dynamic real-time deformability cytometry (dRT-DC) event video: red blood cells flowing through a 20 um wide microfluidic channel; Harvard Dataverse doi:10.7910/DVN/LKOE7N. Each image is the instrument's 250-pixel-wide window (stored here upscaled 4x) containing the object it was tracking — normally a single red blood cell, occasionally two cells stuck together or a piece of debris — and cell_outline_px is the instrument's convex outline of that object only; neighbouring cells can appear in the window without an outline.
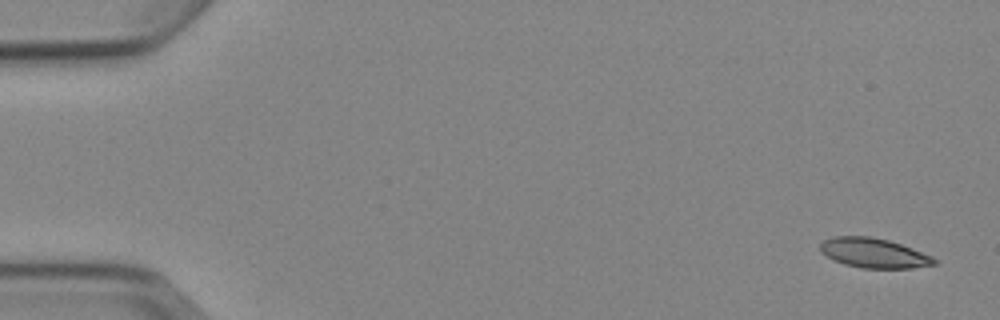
{"species": "Egyptian fruit bat (a non-hibernating species)", "species_latin": "Rousettus aegyptiacus", "temperature_condition": "cold", "stored_images_in_passage": 4, "camera_frame_rate_fps": 3000, "um_per_image_px": 0.085, "animal": {"sex": "female"}, "frame": {"image": 1, "passage_image": 1, "time_ms": 0.0, "image_size_px": [1000, 320], "cell_outline_px": [[940, 260], [936, 264], [912, 268], [860, 268], [844, 264], [832, 260], [820, 252], [820, 244], [824, 240], [832, 236], [868, 236], [888, 240], [912, 248], [932, 256]], "centroid_in_image_um": [74.26, 21.51], "position_along_channel_um": 10.7, "area_um2": 19.88}}
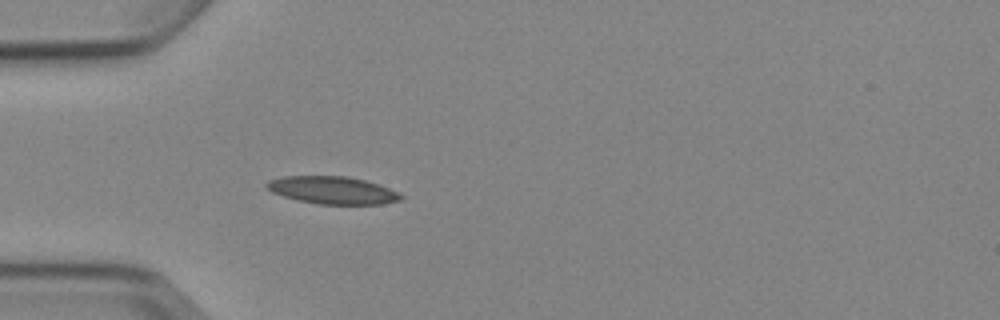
{"frame": {"image": 2, "passage_image": 4, "time_ms": 4.667, "image_size_px": [1000, 320], "cell_outline_px": [[404, 196], [400, 200], [380, 204], [316, 204], [296, 200], [272, 192], [264, 184], [268, 180], [284, 176], [344, 176], [364, 180], [400, 192]], "centroid_in_image_um": [28.24, 16.17], "position_along_channel_um": 56.8, "area_um2": 21.44}}